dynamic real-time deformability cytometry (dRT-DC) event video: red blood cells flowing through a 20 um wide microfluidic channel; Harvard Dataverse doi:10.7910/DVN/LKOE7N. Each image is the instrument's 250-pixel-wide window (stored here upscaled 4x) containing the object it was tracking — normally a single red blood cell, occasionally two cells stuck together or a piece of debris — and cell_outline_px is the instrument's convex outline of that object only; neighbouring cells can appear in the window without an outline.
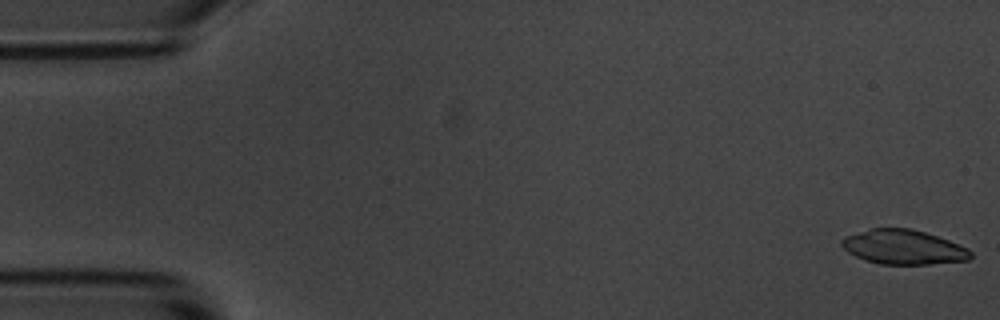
{"species": "common noctule bat (a hibernating species)", "species_latin": "Nyctalus noctula", "temperature_condition": "room temperature", "stored_images_in_passage": 5, "camera_frame_rate_fps": 3000, "um_per_image_px": 0.085, "animal": {"sex": "male", "body_mass_g": 20.1, "forearm_length_mm": 53.5}, "frame": {"image": 1, "passage_image": 1, "time_ms": 0.0, "image_size_px": [1000, 320], "cell_outline_px": [[972, 256], [968, 260], [928, 264], [880, 264], [864, 260], [848, 252], [840, 244], [840, 240], [844, 236], [872, 228], [912, 228], [948, 240], [968, 248], [972, 252]], "centroid_in_image_um": [76.77, 21.0], "position_along_channel_um": 8.2, "area_um2": 25.89}}
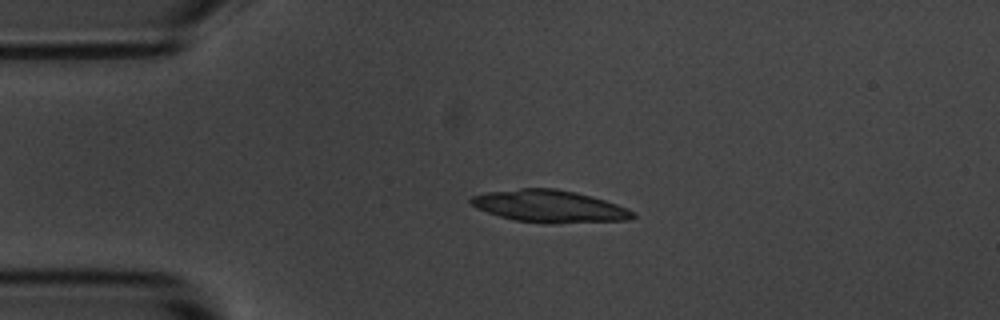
{"frame": {"image": 2, "passage_image": 4, "time_ms": 3.667, "image_size_px": [1000, 320], "cell_outline_px": [[636, 216], [632, 220], [552, 224], [548, 224], [512, 220], [476, 208], [468, 200], [472, 196], [488, 192], [520, 188], [556, 188], [576, 192], [604, 200], [628, 208], [636, 212]], "centroid_in_image_um": [46.75, 17.55], "position_along_channel_um": 38.3, "area_um2": 30.69}}